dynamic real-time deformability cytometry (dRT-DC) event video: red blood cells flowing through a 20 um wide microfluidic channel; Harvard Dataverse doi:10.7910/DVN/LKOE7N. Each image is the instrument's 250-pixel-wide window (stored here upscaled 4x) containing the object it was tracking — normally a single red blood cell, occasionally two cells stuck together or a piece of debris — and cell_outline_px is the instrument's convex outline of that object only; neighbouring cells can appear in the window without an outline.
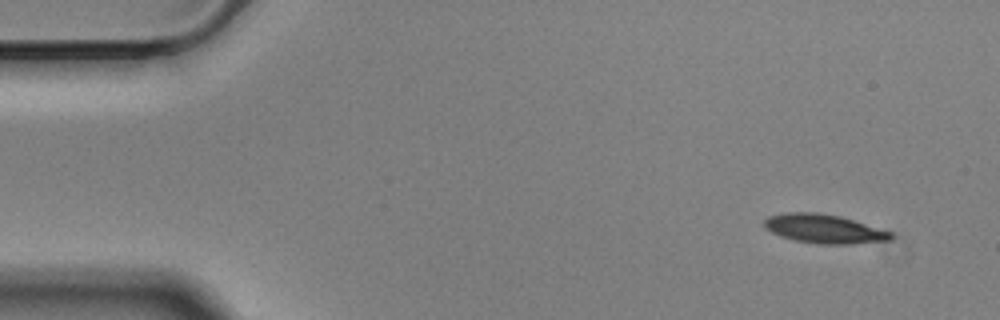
{"species": "Egyptian fruit bat (a non-hibernating species)", "species_latin": "Rousettus aegyptiacus", "temperature_condition": "cold", "stored_images_in_passage": 54, "camera_frame_rate_fps": 3000, "um_per_image_px": 0.085, "animal": {"sex": "male"}, "frame": {"image": 1, "passage_image": 1, "time_ms": 0.0, "image_size_px": [1000, 320], "cell_outline_px": [[892, 240], [848, 244], [816, 244], [796, 240], [780, 236], [764, 228], [764, 220], [768, 216], [788, 212], [816, 212], [840, 216], [892, 232]], "centroid_in_image_um": [70.02, 19.45], "position_along_channel_um": 15.0, "area_um2": 21.27}}
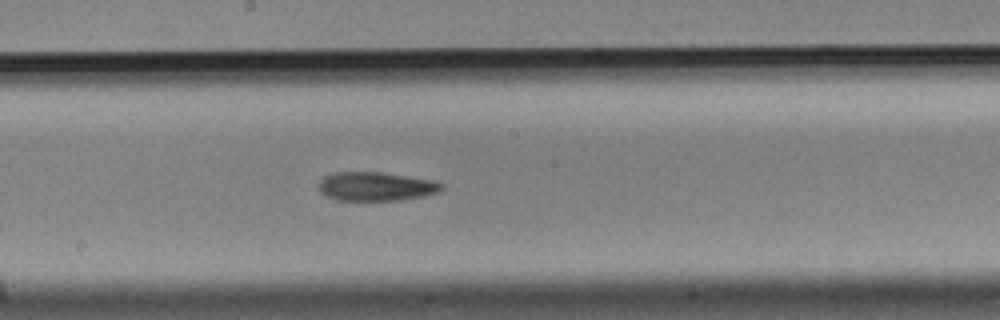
{"frame": {"image": 2, "passage_image": 27, "time_ms": 8.667, "image_size_px": [1000, 320], "cell_outline_px": [[444, 188], [436, 192], [424, 196], [400, 200], [336, 200], [320, 192], [320, 180], [324, 176], [336, 172], [380, 172], [432, 180], [444, 184]], "centroid_in_image_um": [31.96, 15.84], "position_along_channel_um": 216.2, "area_um2": 20.46}}
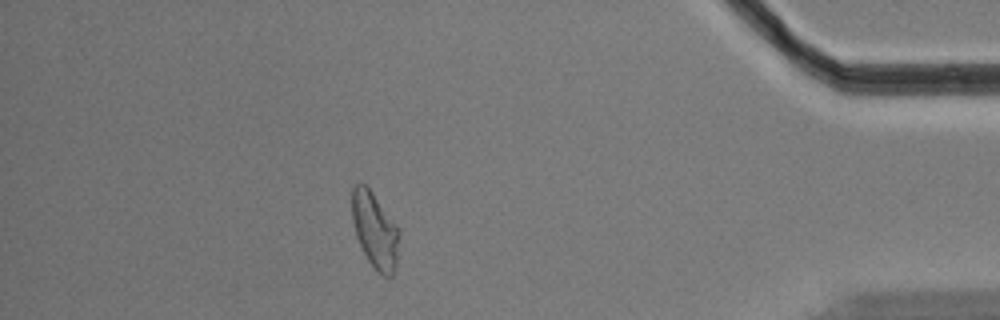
{"frame": {"image": 3, "passage_image": 47, "time_ms": 15.333, "image_size_px": [1000, 320], "cell_outline_px": [[400, 236], [396, 264], [392, 276], [384, 276], [376, 272], [368, 260], [356, 236], [352, 220], [352, 188], [356, 184], [364, 184], [372, 192], [400, 228]], "centroid_in_image_um": [31.89, 19.59], "position_along_channel_um": 403.3, "area_um2": 20.92}, "authors_computed_cell_mechanics": {"area_um2": 21.2126, "velocity_mm_per_s": 3.4852, "shape_relaxation_time_tau1_ms": 6.3865, "shape_relaxation_time_tau2_ms": 3.1571, "deformation_change_tau1": 0.1707, "deformation_change_tau2": 0.1079}}